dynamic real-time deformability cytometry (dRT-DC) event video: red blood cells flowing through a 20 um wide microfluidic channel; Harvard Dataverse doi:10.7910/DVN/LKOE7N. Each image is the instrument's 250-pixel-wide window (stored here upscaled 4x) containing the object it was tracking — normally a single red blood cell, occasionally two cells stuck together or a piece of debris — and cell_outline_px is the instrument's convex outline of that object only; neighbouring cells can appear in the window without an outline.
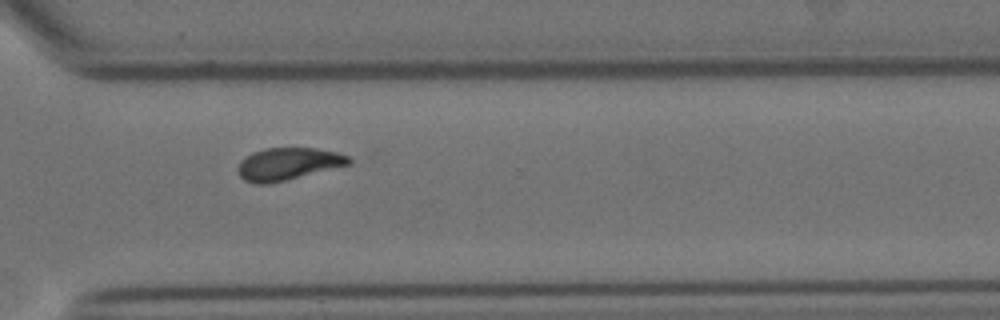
{"species": "Egyptian fruit bat (a non-hibernating species)", "species_latin": "Rousettus aegyptiacus", "temperature_condition": "cold", "stored_images_in_passage": 15, "camera_frame_rate_fps": 3000, "um_per_image_px": 0.085, "animal": {"sex": "female"}, "frame": {"image": 1, "passage_image": 11, "time_ms": 12.667, "image_size_px": [1000, 320], "cell_outline_px": [[352, 164], [268, 184], [256, 184], [244, 180], [240, 176], [236, 168], [240, 160], [252, 152], [264, 148], [316, 148], [336, 152], [348, 156], [352, 160]], "centroid_in_image_um": [24.46, 13.93], "position_along_channel_um": 346.1, "area_um2": 20.98}}
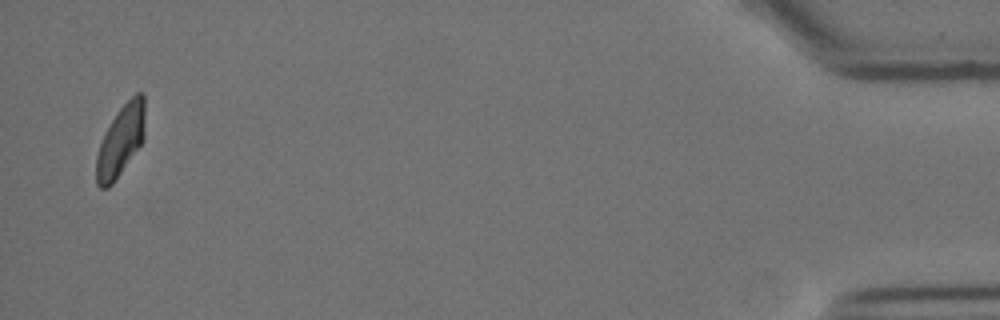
{"frame": {"image": 2, "passage_image": 15, "time_ms": 17.333, "image_size_px": [1000, 320], "cell_outline_px": [[144, 140], [112, 184], [108, 188], [100, 188], [96, 184], [96, 156], [100, 144], [112, 120], [120, 108], [136, 92], [144, 92]], "centroid_in_image_um": [10.26, 11.97], "position_along_channel_um": 424.9, "area_um2": 19.83}, "authors_computed_cell_mechanics": {"area_um2": 17.8602, "velocity_mm_per_s": 3.5471, "shape_relaxation_time_tau1_ms": null, "shape_relaxation_time_tau2_ms": 2.4686, "deformation_change_tau1": null, "deformation_change_tau2": 0.0722}}